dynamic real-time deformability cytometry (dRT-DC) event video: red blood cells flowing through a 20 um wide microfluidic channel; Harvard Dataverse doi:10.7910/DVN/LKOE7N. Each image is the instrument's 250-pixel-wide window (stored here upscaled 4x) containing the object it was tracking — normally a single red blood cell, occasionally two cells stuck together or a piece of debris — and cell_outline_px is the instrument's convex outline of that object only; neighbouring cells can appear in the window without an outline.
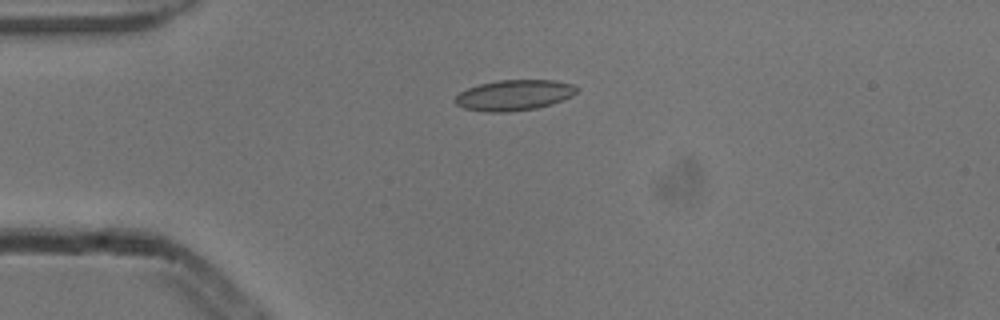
{"species": "common noctule bat (a hibernating species)", "species_latin": "Nyctalus noctula", "temperature_condition": "cold", "stored_images_in_passage": 3, "camera_frame_rate_fps": 3000, "um_per_image_px": 0.085, "animal": {"sex": "male", "body_mass_g": 13.3}, "frame": {"image": 1, "passage_image": 2, "time_ms": 0.333, "image_size_px": [1000, 320], "cell_outline_px": [[580, 88], [572, 96], [552, 104], [536, 108], [508, 112], [484, 112], [464, 108], [456, 104], [452, 100], [460, 92], [468, 88], [480, 84], [500, 80], [556, 80], [572, 84]], "centroid_in_image_um": [43.7, 8.09], "position_along_channel_um": 41.3, "area_um2": 21.79}}